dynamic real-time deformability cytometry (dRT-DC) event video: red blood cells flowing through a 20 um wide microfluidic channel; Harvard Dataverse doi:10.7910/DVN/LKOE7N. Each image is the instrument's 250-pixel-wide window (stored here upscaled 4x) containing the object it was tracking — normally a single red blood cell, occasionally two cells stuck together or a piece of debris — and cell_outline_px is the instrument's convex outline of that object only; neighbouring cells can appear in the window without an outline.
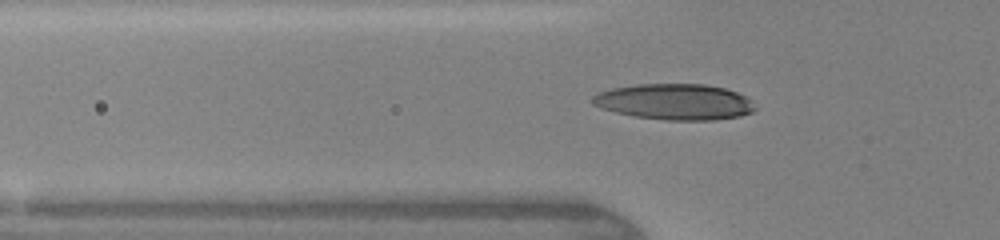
{"species": "human", "species_latin": "Homo sapiens", "temperature_condition": "warm", "stored_images_in_passage": 43, "camera_frame_rate_fps": 3000, "um_per_image_px": 0.085, "donor": {"sex": "female"}, "frame": {"image": 1, "passage_image": 17, "time_ms": 5.333, "image_size_px": [1000, 240], "cell_outline_px": [[756, 108], [752, 112], [740, 116], [716, 120], [668, 120], [636, 116], [616, 112], [600, 108], [592, 104], [592, 96], [600, 92], [612, 88], [636, 84], [704, 84], [724, 88], [736, 92], [752, 100]], "centroid_in_image_um": [57.36, 8.65], "position_along_channel_um": 68.4, "area_um2": 33.99}}
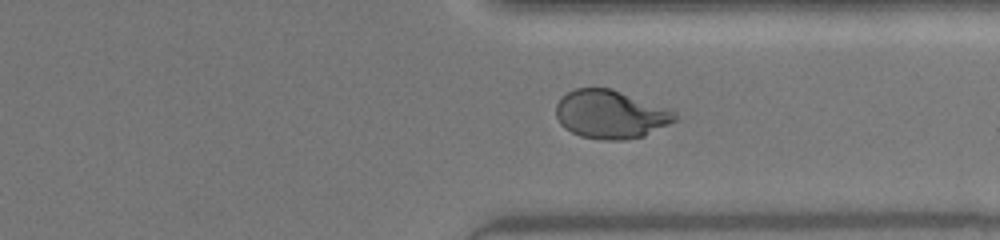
{"frame": {"image": 2, "passage_image": 37, "time_ms": 12.0, "image_size_px": [1000, 240], "cell_outline_px": [[680, 120], [644, 136], [624, 140], [604, 140], [580, 136], [564, 128], [560, 124], [556, 116], [556, 104], [568, 92], [576, 88], [612, 88], [672, 108], [676, 112]], "centroid_in_image_um": [51.98, 9.72], "position_along_channel_um": 359.4, "area_um2": 34.16}}
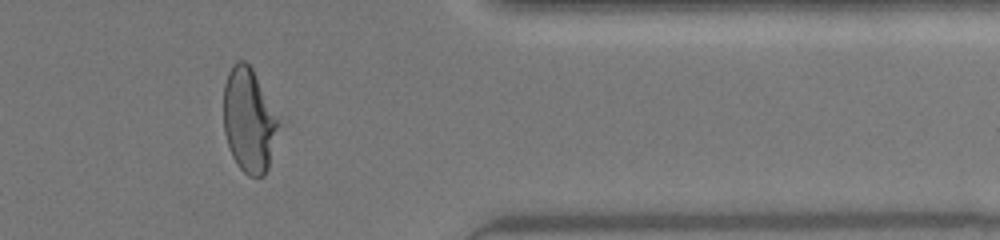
{"frame": {"image": 3, "passage_image": 40, "time_ms": 13.0, "image_size_px": [1000, 240], "cell_outline_px": [[280, 124], [268, 168], [264, 176], [248, 176], [236, 164], [232, 156], [224, 132], [224, 84], [228, 72], [236, 60], [244, 60], [252, 68]], "centroid_in_image_um": [21.14, 10.24], "position_along_channel_um": 390.3, "area_um2": 33.0}}